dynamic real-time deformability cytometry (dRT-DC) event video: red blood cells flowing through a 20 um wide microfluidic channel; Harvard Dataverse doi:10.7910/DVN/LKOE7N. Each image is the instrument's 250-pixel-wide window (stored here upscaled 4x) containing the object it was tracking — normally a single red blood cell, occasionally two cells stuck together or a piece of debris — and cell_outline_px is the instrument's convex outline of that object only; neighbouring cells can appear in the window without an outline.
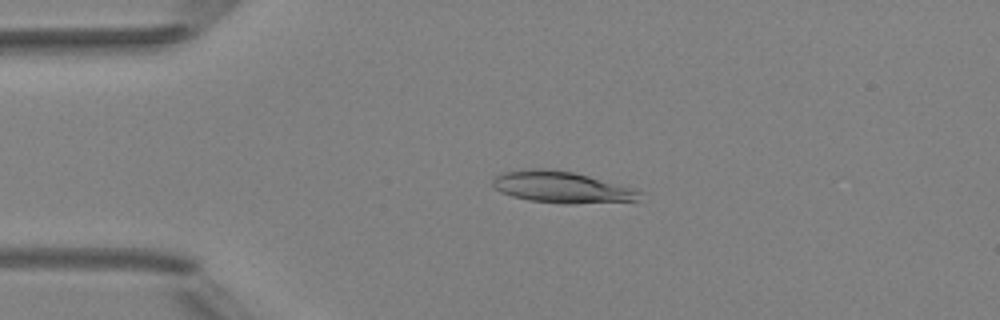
{"species": "Egyptian fruit bat (a non-hibernating species)", "species_latin": "Rousettus aegyptiacus", "temperature_condition": "room temperature", "stored_images_in_passage": 4, "camera_frame_rate_fps": 3000, "um_per_image_px": 0.085, "animal": {"sex": "female"}, "frame": {"image": 1, "passage_image": 3, "time_ms": 3.333, "image_size_px": [1000, 320], "cell_outline_px": [[648, 192], [636, 200], [572, 204], [564, 204], [528, 200], [512, 196], [500, 192], [492, 188], [492, 180], [496, 176], [504, 172], [524, 168], [548, 168], [572, 172], [620, 184]], "centroid_in_image_um": [47.74, 15.9], "position_along_channel_um": 37.3, "area_um2": 27.28}}